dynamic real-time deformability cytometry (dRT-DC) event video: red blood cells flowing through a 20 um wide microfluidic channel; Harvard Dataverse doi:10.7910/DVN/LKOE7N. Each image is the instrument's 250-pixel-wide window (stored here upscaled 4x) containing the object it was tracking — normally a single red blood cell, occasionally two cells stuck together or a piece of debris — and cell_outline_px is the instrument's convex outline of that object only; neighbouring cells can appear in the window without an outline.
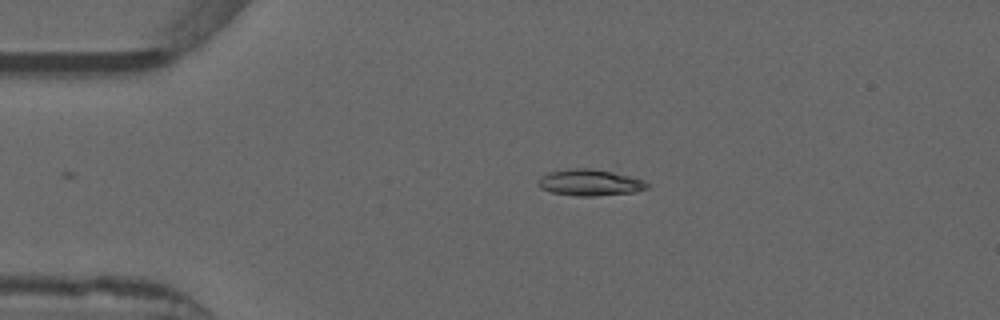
{"species": "common noctule bat (a hibernating species)", "species_latin": "Nyctalus noctula", "temperature_condition": "warm", "stored_images_in_passage": 32, "camera_frame_rate_fps": 3000, "um_per_image_px": 0.085, "animal": {"sex": "male", "forearm_length_mm": 52.5}, "frame": {"image": 1, "passage_image": 1, "time_ms": 0.0, "image_size_px": [1000, 320], "cell_outline_px": [[652, 184], [648, 188], [636, 192], [596, 196], [576, 196], [552, 192], [540, 188], [536, 184], [536, 180], [548, 172], [568, 168], [616, 164]], "centroid_in_image_um": [50.35, 15.4], "position_along_channel_um": 34.6, "area_um2": 19.07}}
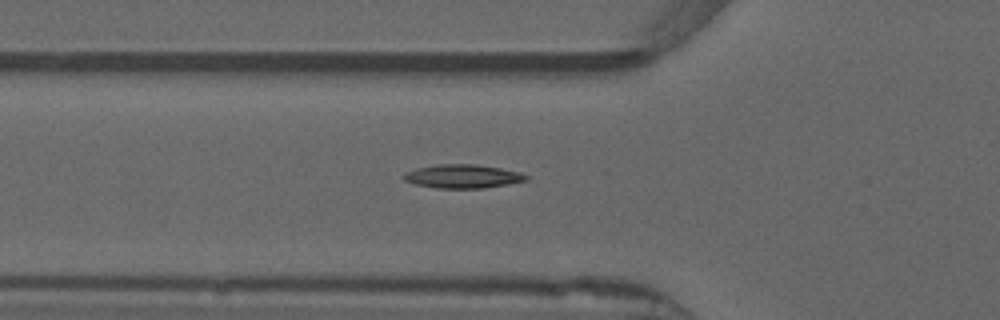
{"frame": {"image": 2, "passage_image": 8, "time_ms": 2.333, "image_size_px": [1000, 320], "cell_outline_px": [[528, 180], [508, 184], [484, 188], [436, 188], [416, 184], [404, 180], [404, 176], [408, 172], [416, 168], [440, 164], [476, 164], [500, 168], [520, 172], [528, 176]], "centroid_in_image_um": [39.37, 14.99], "position_along_channel_um": 86.4, "area_um2": 16.7}}
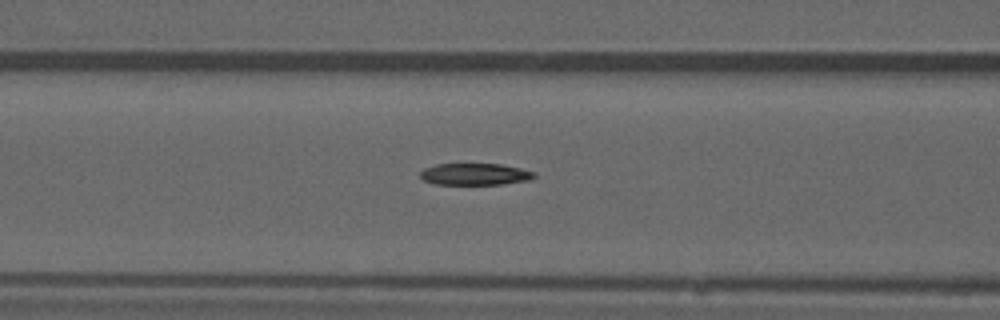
{"frame": {"image": 3, "passage_image": 11, "time_ms": 3.333, "image_size_px": [1000, 320], "cell_outline_px": [[536, 176], [528, 180], [500, 184], [436, 184], [424, 180], [420, 176], [420, 172], [424, 168], [436, 164], [500, 164], [520, 168], [536, 172]], "centroid_in_image_um": [40.37, 14.8], "position_along_channel_um": 126.2, "area_um2": 14.33}, "authors_computed_cell_mechanics": {"area_um2": 15.5771, "velocity_mm_per_s": 3.919, "shape_relaxation_time_tau1_ms": null, "shape_relaxation_time_tau2_ms": 7.0269, "deformation_change_tau1": null, "deformation_change_tau2": 0.1502}}